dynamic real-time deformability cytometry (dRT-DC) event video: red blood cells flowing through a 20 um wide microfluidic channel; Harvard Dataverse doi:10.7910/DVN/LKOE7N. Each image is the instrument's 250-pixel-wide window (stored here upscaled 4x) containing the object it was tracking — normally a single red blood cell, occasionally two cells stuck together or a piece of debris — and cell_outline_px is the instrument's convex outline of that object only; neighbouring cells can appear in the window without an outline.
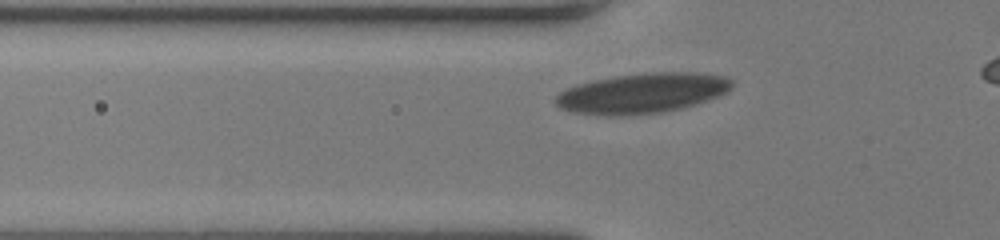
{"species": "human", "species_latin": "Homo sapiens", "temperature_condition": "room temperature", "stored_images_in_passage": 36, "camera_frame_rate_fps": 3000, "um_per_image_px": 0.085, "donor": {"sex": "female"}, "frame": {"image": 1, "passage_image": 9, "time_ms": 2.667, "image_size_px": [1000, 240], "cell_outline_px": [[732, 88], [728, 92], [720, 96], [708, 100], [680, 108], [664, 112], [624, 116], [600, 116], [572, 112], [560, 108], [556, 104], [556, 96], [560, 92], [576, 84], [616, 76], [652, 72], [696, 72], [728, 76], [732, 80]], "centroid_in_image_um": [54.62, 7.93], "position_along_channel_um": 71.2, "area_um2": 41.5}}
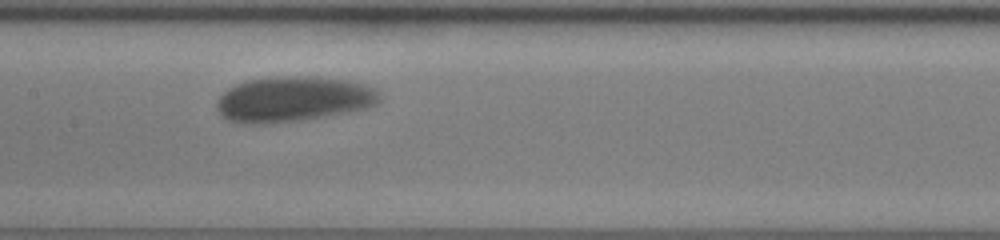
{"frame": {"image": 2, "passage_image": 18, "time_ms": 5.667, "image_size_px": [1000, 240], "cell_outline_px": [[380, 100], [376, 104], [364, 108], [324, 116], [296, 120], [260, 124], [240, 124], [228, 120], [220, 116], [216, 108], [216, 104], [220, 96], [228, 88], [236, 84], [248, 80], [272, 76], [312, 76], [344, 80], [364, 84], [376, 88], [380, 92]], "centroid_in_image_um": [24.88, 8.41], "position_along_channel_um": 182.5, "area_um2": 42.95}}
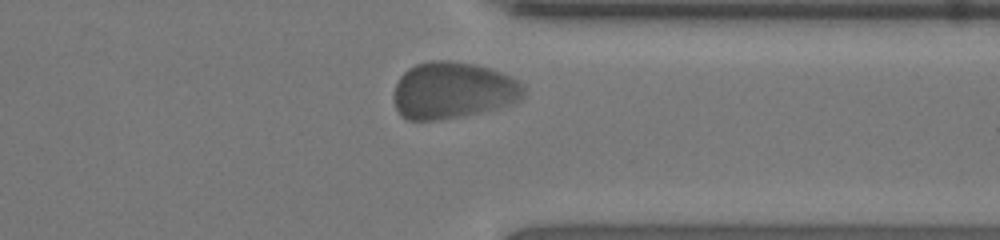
{"frame": {"image": 3, "passage_image": 33, "time_ms": 10.667, "image_size_px": [1000, 240], "cell_outline_px": [[524, 96], [520, 100], [512, 104], [500, 108], [464, 116], [436, 120], [408, 120], [396, 108], [392, 96], [396, 84], [400, 76], [408, 68], [416, 64], [432, 60], [448, 60], [476, 64], [512, 76], [524, 84]], "centroid_in_image_um": [38.52, 7.68], "position_along_channel_um": 372.9, "area_um2": 43.35}, "authors_computed_cell_mechanics": {"area_um2": 41.1825, "velocity_mm_per_s": 3.7821, "shape_relaxation_time_tau1_ms": 4.4678, "shape_relaxation_time_tau2_ms": null, "deformation_change_tau1": 0.1204, "deformation_change_tau2": null}}